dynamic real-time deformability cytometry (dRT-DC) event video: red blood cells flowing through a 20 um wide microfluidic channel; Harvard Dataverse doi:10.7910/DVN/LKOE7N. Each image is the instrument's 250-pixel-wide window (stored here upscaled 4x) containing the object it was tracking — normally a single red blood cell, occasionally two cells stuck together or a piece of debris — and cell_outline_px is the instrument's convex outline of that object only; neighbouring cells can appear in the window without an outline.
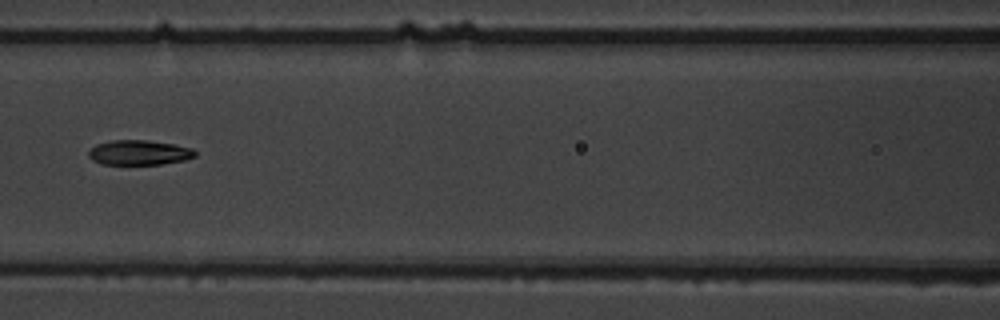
{"species": "common noctule bat (a hibernating species)", "species_latin": "Nyctalus noctula", "temperature_condition": "warm", "stored_images_in_passage": 3, "camera_frame_rate_fps": 3000, "um_per_image_px": 0.085, "animal": {"sex": "male", "body_mass_g": 19.5, "forearm_length_mm": 54.6}, "frame": {"image": 1, "passage_image": 3, "time_ms": 2.667, "image_size_px": [1000, 320], "cell_outline_px": [[196, 156], [184, 160], [160, 164], [100, 164], [92, 160], [88, 156], [88, 152], [96, 144], [112, 140], [148, 140], [172, 144], [192, 148], [196, 152]], "centroid_in_image_um": [11.8, 12.97], "position_along_channel_um": 154.8, "area_um2": 15.37}}